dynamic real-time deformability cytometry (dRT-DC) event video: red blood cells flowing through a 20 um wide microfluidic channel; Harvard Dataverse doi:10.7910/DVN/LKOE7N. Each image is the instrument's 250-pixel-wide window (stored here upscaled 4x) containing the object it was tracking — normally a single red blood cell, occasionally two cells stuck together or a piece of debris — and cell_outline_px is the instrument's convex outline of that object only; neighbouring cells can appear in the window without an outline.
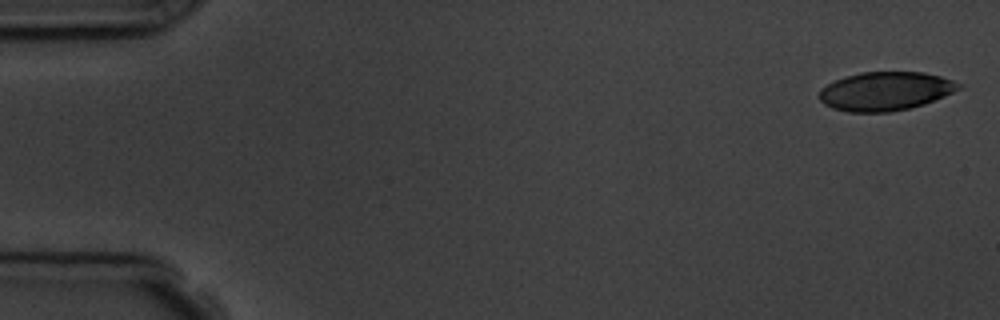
{"species": "common noctule bat (a hibernating species)", "species_latin": "Nyctalus noctula", "temperature_condition": "room temperature", "stored_images_in_passage": 5, "camera_frame_rate_fps": 3000, "um_per_image_px": 0.085, "animal": {"sex": "male", "body_mass_g": 19.5, "forearm_length_mm": 54.6}, "frame": {"image": 1, "passage_image": 1, "time_ms": 0.0, "image_size_px": [1000, 320], "cell_outline_px": [[960, 88], [944, 96], [924, 104], [908, 108], [888, 112], [848, 112], [832, 108], [824, 104], [820, 100], [820, 88], [836, 80], [860, 72], [924, 72], [940, 76], [952, 80], [960, 84]], "centroid_in_image_um": [75.24, 7.75], "position_along_channel_um": 9.8, "area_um2": 31.15}}